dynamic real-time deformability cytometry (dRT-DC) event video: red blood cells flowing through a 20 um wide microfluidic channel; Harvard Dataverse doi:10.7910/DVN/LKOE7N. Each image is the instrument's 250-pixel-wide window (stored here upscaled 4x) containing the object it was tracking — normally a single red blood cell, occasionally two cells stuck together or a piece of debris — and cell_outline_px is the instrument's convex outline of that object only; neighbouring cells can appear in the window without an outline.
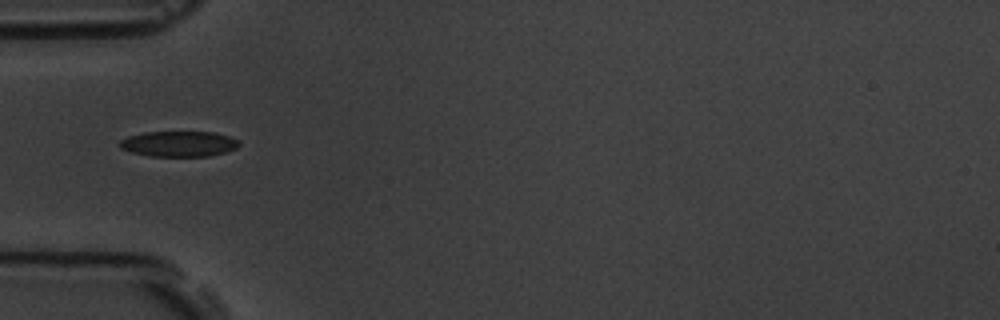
{"species": "common noctule bat (a hibernating species)", "species_latin": "Nyctalus noctula", "temperature_condition": "room temperature", "stored_images_in_passage": 5, "camera_frame_rate_fps": 3000, "um_per_image_px": 0.085, "animal": {"sex": "male", "body_mass_g": 19.5, "forearm_length_mm": 54.6}, "frame": {"image": 1, "passage_image": 1, "time_ms": 0.0, "image_size_px": [1000, 320], "cell_outline_px": [[240, 144], [236, 148], [228, 152], [208, 156], [148, 156], [132, 152], [120, 148], [120, 140], [128, 136], [144, 132], [212, 132], [228, 136], [240, 140]], "centroid_in_image_um": [15.22, 12.23], "position_along_channel_um": 69.8, "area_um2": 17.8}}
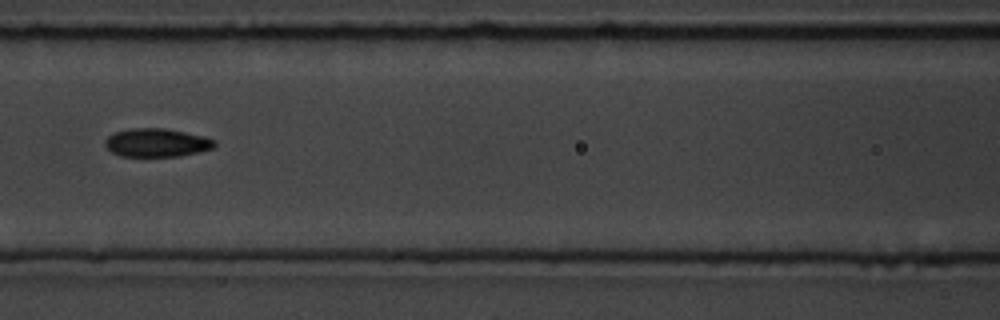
{"frame": {"image": 2, "passage_image": 3, "time_ms": 2.333, "image_size_px": [1000, 320], "cell_outline_px": [[216, 148], [180, 156], [120, 156], [112, 152], [104, 144], [104, 140], [112, 132], [132, 128], [164, 128], [204, 136], [216, 140]], "centroid_in_image_um": [13.33, 12.12], "position_along_channel_um": 153.3, "area_um2": 18.26}}
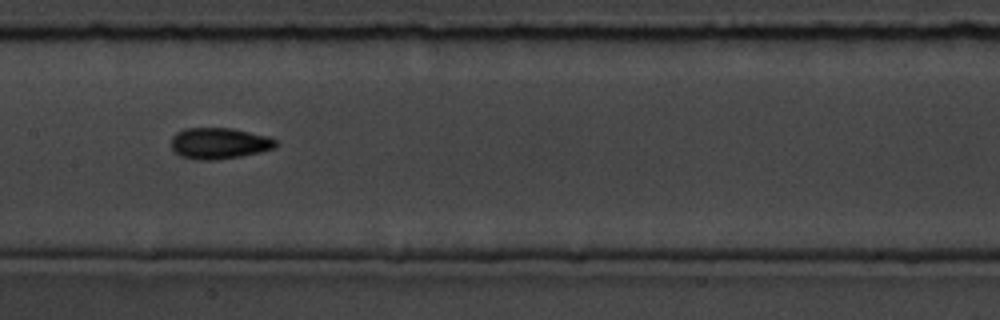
{"frame": {"image": 3, "passage_image": 4, "time_ms": 3.333, "image_size_px": [1000, 320], "cell_outline_px": [[280, 144], [276, 148], [260, 152], [240, 156], [216, 160], [196, 160], [180, 156], [172, 148], [172, 136], [176, 132], [184, 128], [232, 128], [268, 136], [276, 140]], "centroid_in_image_um": [18.65, 12.18], "position_along_channel_um": 188.7, "area_um2": 19.19}}